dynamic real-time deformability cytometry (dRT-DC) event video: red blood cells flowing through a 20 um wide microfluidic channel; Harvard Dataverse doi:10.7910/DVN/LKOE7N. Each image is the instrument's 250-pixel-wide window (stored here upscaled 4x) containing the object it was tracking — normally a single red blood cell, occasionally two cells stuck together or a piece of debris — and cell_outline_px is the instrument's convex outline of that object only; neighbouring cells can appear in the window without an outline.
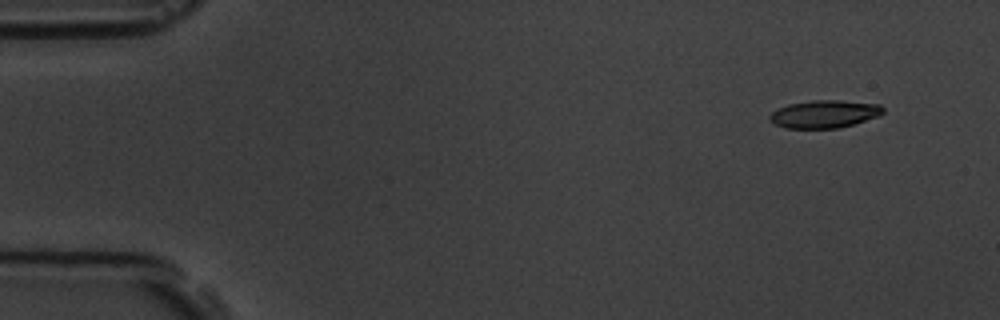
{"species": "common noctule bat (a hibernating species)", "species_latin": "Nyctalus noctula", "temperature_condition": "room temperature", "stored_images_in_passage": 4, "camera_frame_rate_fps": 3000, "um_per_image_px": 0.085, "animal": {"sex": "male", "body_mass_g": 19.5, "forearm_length_mm": 54.6}, "frame": {"image": 1, "passage_image": 1, "time_ms": 0.0, "image_size_px": [1000, 320], "cell_outline_px": [[884, 112], [880, 116], [852, 124], [836, 128], [784, 128], [776, 124], [768, 116], [772, 112], [788, 104], [812, 100], [840, 100], [880, 104], [884, 108]], "centroid_in_image_um": [70.11, 9.68], "position_along_channel_um": 14.9, "area_um2": 18.21}}
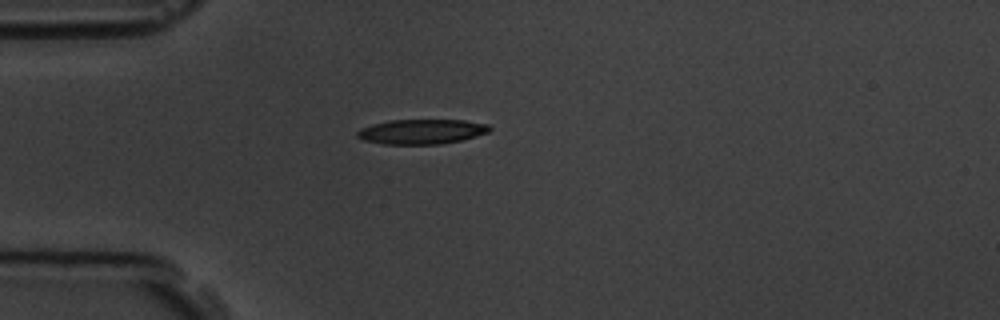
{"frame": {"image": 2, "passage_image": 4, "time_ms": 3.667, "image_size_px": [1000, 320], "cell_outline_px": [[492, 128], [488, 132], [476, 136], [460, 140], [440, 144], [384, 144], [364, 140], [356, 136], [356, 132], [360, 128], [372, 124], [388, 120], [464, 120], [488, 124]], "centroid_in_image_um": [35.82, 11.18], "position_along_channel_um": 49.2, "area_um2": 19.13}}